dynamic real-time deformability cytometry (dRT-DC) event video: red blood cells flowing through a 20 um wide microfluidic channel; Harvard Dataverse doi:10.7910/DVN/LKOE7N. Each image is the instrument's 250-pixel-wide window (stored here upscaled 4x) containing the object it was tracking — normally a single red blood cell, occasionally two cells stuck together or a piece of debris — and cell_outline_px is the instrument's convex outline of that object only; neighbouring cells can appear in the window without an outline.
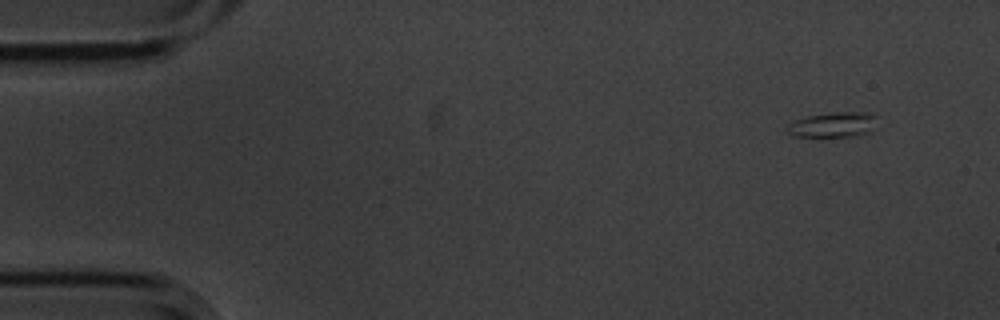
{"species": "common noctule bat (a hibernating species)", "species_latin": "Nyctalus noctula", "temperature_condition": "cold", "stored_images_in_passage": 5, "camera_frame_rate_fps": 3000, "um_per_image_px": 0.085, "animal": {"sex": "male", "body_mass_g": 20.1, "forearm_length_mm": 53.5}, "frame": {"image": 1, "passage_image": 1, "time_ms": 0.0, "image_size_px": [1000, 320], "cell_outline_px": [[876, 128], [868, 132], [856, 136], [796, 136], [788, 132], [784, 128], [796, 120], [808, 116], [836, 112], [868, 112], [872, 116]], "centroid_in_image_um": [70.81, 10.6], "position_along_channel_um": 14.2, "area_um2": 12.83}}